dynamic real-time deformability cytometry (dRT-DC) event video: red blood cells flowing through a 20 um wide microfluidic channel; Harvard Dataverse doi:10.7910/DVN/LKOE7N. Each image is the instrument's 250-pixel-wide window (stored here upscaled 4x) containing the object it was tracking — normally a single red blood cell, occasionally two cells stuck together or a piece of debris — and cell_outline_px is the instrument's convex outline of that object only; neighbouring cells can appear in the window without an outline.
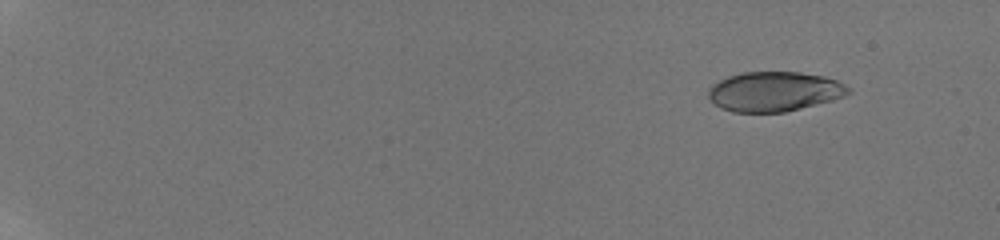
{"species": "human", "species_latin": "Homo sapiens", "temperature_condition": "room temperature", "stored_images_in_passage": 58, "camera_frame_rate_fps": 3000, "um_per_image_px": 0.085, "donor": {"sex": "male"}, "frame": {"image": 1, "passage_image": 7, "time_ms": 2.0, "image_size_px": [1000, 240], "cell_outline_px": [[852, 92], [844, 96], [832, 100], [784, 112], [732, 112], [720, 108], [708, 96], [708, 88], [712, 84], [728, 76], [740, 72], [800, 72], [824, 76], [836, 80], [844, 84]], "centroid_in_image_um": [65.8, 7.77], "position_along_channel_um": 19.2, "area_um2": 32.37}}
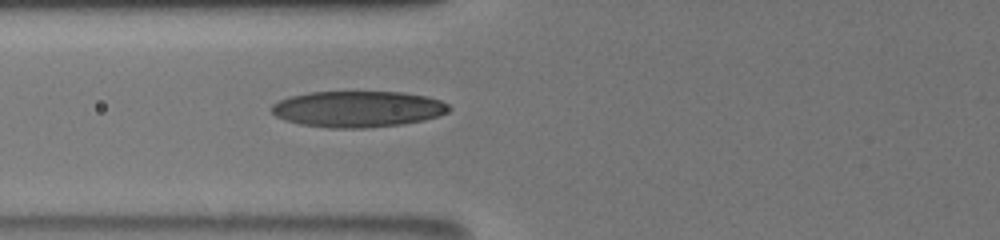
{"frame": {"image": 2, "passage_image": 27, "time_ms": 8.667, "image_size_px": [1000, 240], "cell_outline_px": [[452, 108], [448, 112], [424, 120], [400, 124], [364, 128], [328, 128], [300, 124], [284, 120], [276, 116], [272, 112], [272, 104], [288, 96], [308, 92], [404, 92], [428, 96], [440, 100], [448, 104]], "centroid_in_image_um": [30.41, 9.26], "position_along_channel_um": 95.4, "area_um2": 37.51}}
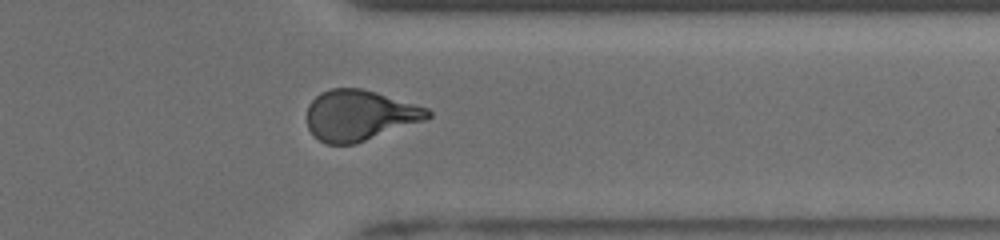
{"frame": {"image": 3, "passage_image": 49, "time_ms": 16.0, "image_size_px": [1000, 240], "cell_outline_px": [[432, 116], [428, 120], [356, 144], [324, 144], [308, 128], [308, 104], [320, 92], [332, 88], [360, 88], [376, 92], [428, 108], [432, 112]], "centroid_in_image_um": [30.61, 9.81], "position_along_channel_um": 380.8, "area_um2": 35.84}, "authors_computed_cell_mechanics": {"area_um2": 35.2002, "velocity_mm_per_s": 3.8855, "shape_relaxation_time_tau1_ms": 5.3676, "shape_relaxation_time_tau2_ms": 1.3628, "deformation_change_tau1": 0.2165, "deformation_change_tau2": 0.0671}}